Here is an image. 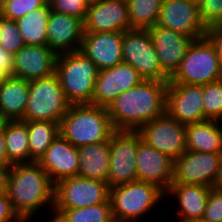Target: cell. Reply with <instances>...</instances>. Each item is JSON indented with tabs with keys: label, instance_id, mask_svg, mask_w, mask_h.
<instances>
[{
	"label": "cell",
	"instance_id": "obj_1",
	"mask_svg": "<svg viewBox=\"0 0 222 222\" xmlns=\"http://www.w3.org/2000/svg\"><path fill=\"white\" fill-rule=\"evenodd\" d=\"M54 190L55 184L37 161L11 165L6 193L24 222H33L48 206L53 212Z\"/></svg>",
	"mask_w": 222,
	"mask_h": 222
},
{
	"label": "cell",
	"instance_id": "obj_2",
	"mask_svg": "<svg viewBox=\"0 0 222 222\" xmlns=\"http://www.w3.org/2000/svg\"><path fill=\"white\" fill-rule=\"evenodd\" d=\"M168 82L143 80L121 93L107 108L115 130L137 131L166 112Z\"/></svg>",
	"mask_w": 222,
	"mask_h": 222
},
{
	"label": "cell",
	"instance_id": "obj_3",
	"mask_svg": "<svg viewBox=\"0 0 222 222\" xmlns=\"http://www.w3.org/2000/svg\"><path fill=\"white\" fill-rule=\"evenodd\" d=\"M115 131L107 108L93 104H71L59 124L74 147L109 141Z\"/></svg>",
	"mask_w": 222,
	"mask_h": 222
},
{
	"label": "cell",
	"instance_id": "obj_4",
	"mask_svg": "<svg viewBox=\"0 0 222 222\" xmlns=\"http://www.w3.org/2000/svg\"><path fill=\"white\" fill-rule=\"evenodd\" d=\"M109 200L116 221L138 222L152 210L155 214V208L166 201V192L156 184L136 180L111 187Z\"/></svg>",
	"mask_w": 222,
	"mask_h": 222
},
{
	"label": "cell",
	"instance_id": "obj_5",
	"mask_svg": "<svg viewBox=\"0 0 222 222\" xmlns=\"http://www.w3.org/2000/svg\"><path fill=\"white\" fill-rule=\"evenodd\" d=\"M98 71L81 51L57 55L55 73L70 104H92Z\"/></svg>",
	"mask_w": 222,
	"mask_h": 222
},
{
	"label": "cell",
	"instance_id": "obj_6",
	"mask_svg": "<svg viewBox=\"0 0 222 222\" xmlns=\"http://www.w3.org/2000/svg\"><path fill=\"white\" fill-rule=\"evenodd\" d=\"M222 79L218 54L214 45L205 36L187 48L179 68L170 77L168 84L205 85Z\"/></svg>",
	"mask_w": 222,
	"mask_h": 222
},
{
	"label": "cell",
	"instance_id": "obj_7",
	"mask_svg": "<svg viewBox=\"0 0 222 222\" xmlns=\"http://www.w3.org/2000/svg\"><path fill=\"white\" fill-rule=\"evenodd\" d=\"M71 104L67 101L58 75L29 82V95L22 121L60 123Z\"/></svg>",
	"mask_w": 222,
	"mask_h": 222
},
{
	"label": "cell",
	"instance_id": "obj_8",
	"mask_svg": "<svg viewBox=\"0 0 222 222\" xmlns=\"http://www.w3.org/2000/svg\"><path fill=\"white\" fill-rule=\"evenodd\" d=\"M122 55L123 62L137 70L144 80L169 82L148 29L132 28L123 32Z\"/></svg>",
	"mask_w": 222,
	"mask_h": 222
},
{
	"label": "cell",
	"instance_id": "obj_9",
	"mask_svg": "<svg viewBox=\"0 0 222 222\" xmlns=\"http://www.w3.org/2000/svg\"><path fill=\"white\" fill-rule=\"evenodd\" d=\"M109 195L107 182L81 176L68 177L55 184L53 209L94 206L110 201Z\"/></svg>",
	"mask_w": 222,
	"mask_h": 222
},
{
	"label": "cell",
	"instance_id": "obj_10",
	"mask_svg": "<svg viewBox=\"0 0 222 222\" xmlns=\"http://www.w3.org/2000/svg\"><path fill=\"white\" fill-rule=\"evenodd\" d=\"M137 132L141 140L173 159L186 149V125L173 119L167 112L141 126Z\"/></svg>",
	"mask_w": 222,
	"mask_h": 222
},
{
	"label": "cell",
	"instance_id": "obj_11",
	"mask_svg": "<svg viewBox=\"0 0 222 222\" xmlns=\"http://www.w3.org/2000/svg\"><path fill=\"white\" fill-rule=\"evenodd\" d=\"M136 151L137 131L116 130L111 135L107 180L110 188L137 180Z\"/></svg>",
	"mask_w": 222,
	"mask_h": 222
},
{
	"label": "cell",
	"instance_id": "obj_12",
	"mask_svg": "<svg viewBox=\"0 0 222 222\" xmlns=\"http://www.w3.org/2000/svg\"><path fill=\"white\" fill-rule=\"evenodd\" d=\"M222 153H200L186 150L174 159L172 183L213 187L218 175Z\"/></svg>",
	"mask_w": 222,
	"mask_h": 222
},
{
	"label": "cell",
	"instance_id": "obj_13",
	"mask_svg": "<svg viewBox=\"0 0 222 222\" xmlns=\"http://www.w3.org/2000/svg\"><path fill=\"white\" fill-rule=\"evenodd\" d=\"M157 25L193 40L204 38L207 32L200 18L199 5L188 0H163Z\"/></svg>",
	"mask_w": 222,
	"mask_h": 222
},
{
	"label": "cell",
	"instance_id": "obj_14",
	"mask_svg": "<svg viewBox=\"0 0 222 222\" xmlns=\"http://www.w3.org/2000/svg\"><path fill=\"white\" fill-rule=\"evenodd\" d=\"M143 80L138 71L125 62L99 70L92 104L108 108L121 93L139 85Z\"/></svg>",
	"mask_w": 222,
	"mask_h": 222
},
{
	"label": "cell",
	"instance_id": "obj_15",
	"mask_svg": "<svg viewBox=\"0 0 222 222\" xmlns=\"http://www.w3.org/2000/svg\"><path fill=\"white\" fill-rule=\"evenodd\" d=\"M84 33L125 32L130 30L126 0H94L89 3Z\"/></svg>",
	"mask_w": 222,
	"mask_h": 222
},
{
	"label": "cell",
	"instance_id": "obj_16",
	"mask_svg": "<svg viewBox=\"0 0 222 222\" xmlns=\"http://www.w3.org/2000/svg\"><path fill=\"white\" fill-rule=\"evenodd\" d=\"M135 163L137 180L156 184L165 192L168 190L174 175V159L147 145L138 132Z\"/></svg>",
	"mask_w": 222,
	"mask_h": 222
},
{
	"label": "cell",
	"instance_id": "obj_17",
	"mask_svg": "<svg viewBox=\"0 0 222 222\" xmlns=\"http://www.w3.org/2000/svg\"><path fill=\"white\" fill-rule=\"evenodd\" d=\"M203 85L168 84L166 112L179 123L204 121Z\"/></svg>",
	"mask_w": 222,
	"mask_h": 222
},
{
	"label": "cell",
	"instance_id": "obj_18",
	"mask_svg": "<svg viewBox=\"0 0 222 222\" xmlns=\"http://www.w3.org/2000/svg\"><path fill=\"white\" fill-rule=\"evenodd\" d=\"M57 55L47 45H24L13 55L11 75L28 82L55 73Z\"/></svg>",
	"mask_w": 222,
	"mask_h": 222
},
{
	"label": "cell",
	"instance_id": "obj_19",
	"mask_svg": "<svg viewBox=\"0 0 222 222\" xmlns=\"http://www.w3.org/2000/svg\"><path fill=\"white\" fill-rule=\"evenodd\" d=\"M210 189L211 187L204 185L171 183L166 191V200H174L172 203L175 205L171 204V207L176 208L174 214L177 216L175 219H178L171 222H201Z\"/></svg>",
	"mask_w": 222,
	"mask_h": 222
},
{
	"label": "cell",
	"instance_id": "obj_20",
	"mask_svg": "<svg viewBox=\"0 0 222 222\" xmlns=\"http://www.w3.org/2000/svg\"><path fill=\"white\" fill-rule=\"evenodd\" d=\"M83 35V20L50 11L47 26V46L56 55L79 51Z\"/></svg>",
	"mask_w": 222,
	"mask_h": 222
},
{
	"label": "cell",
	"instance_id": "obj_21",
	"mask_svg": "<svg viewBox=\"0 0 222 222\" xmlns=\"http://www.w3.org/2000/svg\"><path fill=\"white\" fill-rule=\"evenodd\" d=\"M122 40L123 32L84 33L79 51L105 70L123 62Z\"/></svg>",
	"mask_w": 222,
	"mask_h": 222
},
{
	"label": "cell",
	"instance_id": "obj_22",
	"mask_svg": "<svg viewBox=\"0 0 222 222\" xmlns=\"http://www.w3.org/2000/svg\"><path fill=\"white\" fill-rule=\"evenodd\" d=\"M148 30L152 36L161 69L171 77L179 68L193 39L157 24L149 27Z\"/></svg>",
	"mask_w": 222,
	"mask_h": 222
},
{
	"label": "cell",
	"instance_id": "obj_23",
	"mask_svg": "<svg viewBox=\"0 0 222 222\" xmlns=\"http://www.w3.org/2000/svg\"><path fill=\"white\" fill-rule=\"evenodd\" d=\"M37 162L54 184L62 179L78 176L77 147H74L60 133Z\"/></svg>",
	"mask_w": 222,
	"mask_h": 222
},
{
	"label": "cell",
	"instance_id": "obj_24",
	"mask_svg": "<svg viewBox=\"0 0 222 222\" xmlns=\"http://www.w3.org/2000/svg\"><path fill=\"white\" fill-rule=\"evenodd\" d=\"M29 95V82L12 75L0 79V112L10 121L22 120Z\"/></svg>",
	"mask_w": 222,
	"mask_h": 222
},
{
	"label": "cell",
	"instance_id": "obj_25",
	"mask_svg": "<svg viewBox=\"0 0 222 222\" xmlns=\"http://www.w3.org/2000/svg\"><path fill=\"white\" fill-rule=\"evenodd\" d=\"M78 176L107 182L109 174L110 140L77 147Z\"/></svg>",
	"mask_w": 222,
	"mask_h": 222
},
{
	"label": "cell",
	"instance_id": "obj_26",
	"mask_svg": "<svg viewBox=\"0 0 222 222\" xmlns=\"http://www.w3.org/2000/svg\"><path fill=\"white\" fill-rule=\"evenodd\" d=\"M186 149L200 153H222V122L205 120L187 124Z\"/></svg>",
	"mask_w": 222,
	"mask_h": 222
},
{
	"label": "cell",
	"instance_id": "obj_27",
	"mask_svg": "<svg viewBox=\"0 0 222 222\" xmlns=\"http://www.w3.org/2000/svg\"><path fill=\"white\" fill-rule=\"evenodd\" d=\"M8 165L29 162V133L27 121H9L5 132Z\"/></svg>",
	"mask_w": 222,
	"mask_h": 222
},
{
	"label": "cell",
	"instance_id": "obj_28",
	"mask_svg": "<svg viewBox=\"0 0 222 222\" xmlns=\"http://www.w3.org/2000/svg\"><path fill=\"white\" fill-rule=\"evenodd\" d=\"M50 6L37 8L26 16L16 20L25 45H47V26Z\"/></svg>",
	"mask_w": 222,
	"mask_h": 222
},
{
	"label": "cell",
	"instance_id": "obj_29",
	"mask_svg": "<svg viewBox=\"0 0 222 222\" xmlns=\"http://www.w3.org/2000/svg\"><path fill=\"white\" fill-rule=\"evenodd\" d=\"M47 222H114L110 201L76 209H53Z\"/></svg>",
	"mask_w": 222,
	"mask_h": 222
},
{
	"label": "cell",
	"instance_id": "obj_30",
	"mask_svg": "<svg viewBox=\"0 0 222 222\" xmlns=\"http://www.w3.org/2000/svg\"><path fill=\"white\" fill-rule=\"evenodd\" d=\"M59 124L49 121H27L29 162L38 161L59 134Z\"/></svg>",
	"mask_w": 222,
	"mask_h": 222
},
{
	"label": "cell",
	"instance_id": "obj_31",
	"mask_svg": "<svg viewBox=\"0 0 222 222\" xmlns=\"http://www.w3.org/2000/svg\"><path fill=\"white\" fill-rule=\"evenodd\" d=\"M131 28L148 29L157 24L163 0H126Z\"/></svg>",
	"mask_w": 222,
	"mask_h": 222
},
{
	"label": "cell",
	"instance_id": "obj_32",
	"mask_svg": "<svg viewBox=\"0 0 222 222\" xmlns=\"http://www.w3.org/2000/svg\"><path fill=\"white\" fill-rule=\"evenodd\" d=\"M204 121L222 122V79L203 85Z\"/></svg>",
	"mask_w": 222,
	"mask_h": 222
},
{
	"label": "cell",
	"instance_id": "obj_33",
	"mask_svg": "<svg viewBox=\"0 0 222 222\" xmlns=\"http://www.w3.org/2000/svg\"><path fill=\"white\" fill-rule=\"evenodd\" d=\"M24 45L16 21L0 16V46L14 55Z\"/></svg>",
	"mask_w": 222,
	"mask_h": 222
},
{
	"label": "cell",
	"instance_id": "obj_34",
	"mask_svg": "<svg viewBox=\"0 0 222 222\" xmlns=\"http://www.w3.org/2000/svg\"><path fill=\"white\" fill-rule=\"evenodd\" d=\"M46 4L45 0H9L0 8V16L16 21Z\"/></svg>",
	"mask_w": 222,
	"mask_h": 222
},
{
	"label": "cell",
	"instance_id": "obj_35",
	"mask_svg": "<svg viewBox=\"0 0 222 222\" xmlns=\"http://www.w3.org/2000/svg\"><path fill=\"white\" fill-rule=\"evenodd\" d=\"M89 3L88 0H52L49 2V6L51 11L73 16L84 21Z\"/></svg>",
	"mask_w": 222,
	"mask_h": 222
},
{
	"label": "cell",
	"instance_id": "obj_36",
	"mask_svg": "<svg viewBox=\"0 0 222 222\" xmlns=\"http://www.w3.org/2000/svg\"><path fill=\"white\" fill-rule=\"evenodd\" d=\"M199 14L206 28L222 25V0H203L199 4Z\"/></svg>",
	"mask_w": 222,
	"mask_h": 222
},
{
	"label": "cell",
	"instance_id": "obj_37",
	"mask_svg": "<svg viewBox=\"0 0 222 222\" xmlns=\"http://www.w3.org/2000/svg\"><path fill=\"white\" fill-rule=\"evenodd\" d=\"M201 222H222V191L210 189L208 202Z\"/></svg>",
	"mask_w": 222,
	"mask_h": 222
},
{
	"label": "cell",
	"instance_id": "obj_38",
	"mask_svg": "<svg viewBox=\"0 0 222 222\" xmlns=\"http://www.w3.org/2000/svg\"><path fill=\"white\" fill-rule=\"evenodd\" d=\"M0 222H24L14 211L7 193H0Z\"/></svg>",
	"mask_w": 222,
	"mask_h": 222
},
{
	"label": "cell",
	"instance_id": "obj_39",
	"mask_svg": "<svg viewBox=\"0 0 222 222\" xmlns=\"http://www.w3.org/2000/svg\"><path fill=\"white\" fill-rule=\"evenodd\" d=\"M206 37L211 41L216 49L222 74V25L207 28Z\"/></svg>",
	"mask_w": 222,
	"mask_h": 222
},
{
	"label": "cell",
	"instance_id": "obj_40",
	"mask_svg": "<svg viewBox=\"0 0 222 222\" xmlns=\"http://www.w3.org/2000/svg\"><path fill=\"white\" fill-rule=\"evenodd\" d=\"M13 55L0 46V79L11 75Z\"/></svg>",
	"mask_w": 222,
	"mask_h": 222
},
{
	"label": "cell",
	"instance_id": "obj_41",
	"mask_svg": "<svg viewBox=\"0 0 222 222\" xmlns=\"http://www.w3.org/2000/svg\"><path fill=\"white\" fill-rule=\"evenodd\" d=\"M10 165L0 164V193L7 192Z\"/></svg>",
	"mask_w": 222,
	"mask_h": 222
},
{
	"label": "cell",
	"instance_id": "obj_42",
	"mask_svg": "<svg viewBox=\"0 0 222 222\" xmlns=\"http://www.w3.org/2000/svg\"><path fill=\"white\" fill-rule=\"evenodd\" d=\"M0 164L8 165L4 133L0 134Z\"/></svg>",
	"mask_w": 222,
	"mask_h": 222
},
{
	"label": "cell",
	"instance_id": "obj_43",
	"mask_svg": "<svg viewBox=\"0 0 222 222\" xmlns=\"http://www.w3.org/2000/svg\"><path fill=\"white\" fill-rule=\"evenodd\" d=\"M212 188L215 190L222 191V156H221L220 166L218 170V175Z\"/></svg>",
	"mask_w": 222,
	"mask_h": 222
},
{
	"label": "cell",
	"instance_id": "obj_44",
	"mask_svg": "<svg viewBox=\"0 0 222 222\" xmlns=\"http://www.w3.org/2000/svg\"><path fill=\"white\" fill-rule=\"evenodd\" d=\"M10 120L0 112V134L5 132L6 126Z\"/></svg>",
	"mask_w": 222,
	"mask_h": 222
},
{
	"label": "cell",
	"instance_id": "obj_45",
	"mask_svg": "<svg viewBox=\"0 0 222 222\" xmlns=\"http://www.w3.org/2000/svg\"><path fill=\"white\" fill-rule=\"evenodd\" d=\"M190 2L196 3V4H200L203 0H188Z\"/></svg>",
	"mask_w": 222,
	"mask_h": 222
},
{
	"label": "cell",
	"instance_id": "obj_46",
	"mask_svg": "<svg viewBox=\"0 0 222 222\" xmlns=\"http://www.w3.org/2000/svg\"><path fill=\"white\" fill-rule=\"evenodd\" d=\"M9 0H0V8Z\"/></svg>",
	"mask_w": 222,
	"mask_h": 222
}]
</instances>
